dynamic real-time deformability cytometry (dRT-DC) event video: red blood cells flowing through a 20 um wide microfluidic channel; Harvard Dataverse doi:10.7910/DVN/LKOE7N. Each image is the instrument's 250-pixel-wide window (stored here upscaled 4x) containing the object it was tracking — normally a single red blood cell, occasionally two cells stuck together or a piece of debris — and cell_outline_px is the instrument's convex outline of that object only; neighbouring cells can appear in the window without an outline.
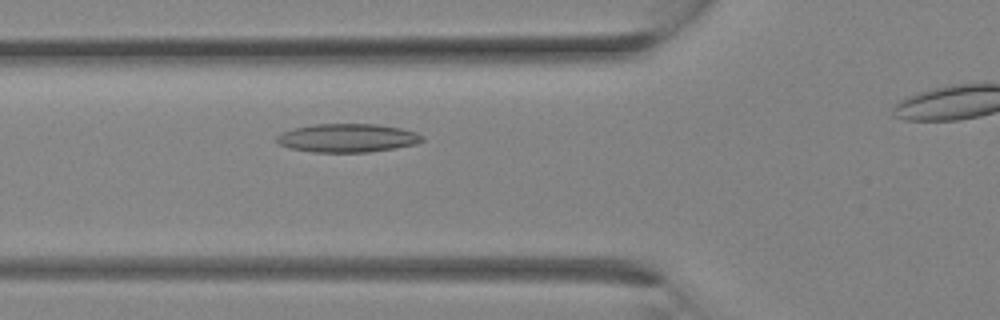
{"species": "Egyptian fruit bat (a non-hibernating species)", "species_latin": "Rousettus aegyptiacus", "temperature_condition": "room temperature", "stored_images_in_passage": 19, "segment_of_instrument_passage": [1, 2], "camera_frame_rate_fps": 3000, "um_per_image_px": 0.085, "animal": {"sex": "female"}, "frame": {"image": 1, "passage_image": 7, "time_ms": 2.0, "image_size_px": [1000, 320], "cell_outline_px": [[424, 140], [416, 144], [368, 152], [312, 152], [288, 148], [280, 144], [276, 140], [276, 136], [280, 132], [292, 128], [316, 124], [376, 124], [400, 128], [416, 132], [424, 136]], "centroid_in_image_um": [29.5, 11.72], "position_along_channel_um": 96.3, "area_um2": 24.22}}
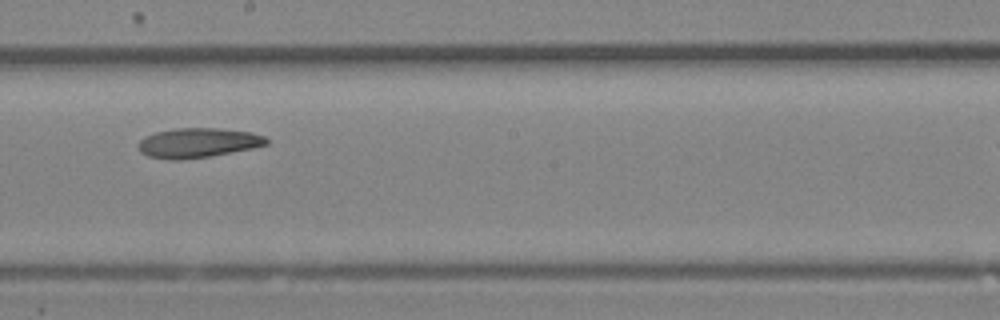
{"frame": {"image": 2, "passage_image": 13, "time_ms": 4.0, "image_size_px": [1000, 320], "cell_outline_px": [[268, 144], [252, 148], [232, 152], [208, 156], [180, 160], [168, 160], [148, 156], [140, 152], [140, 140], [144, 136], [156, 132], [176, 128], [216, 128], [252, 132], [264, 136], [268, 140]], "centroid_in_image_um": [16.82, 12.14], "position_along_channel_um": 231.4, "area_um2": 22.02}}
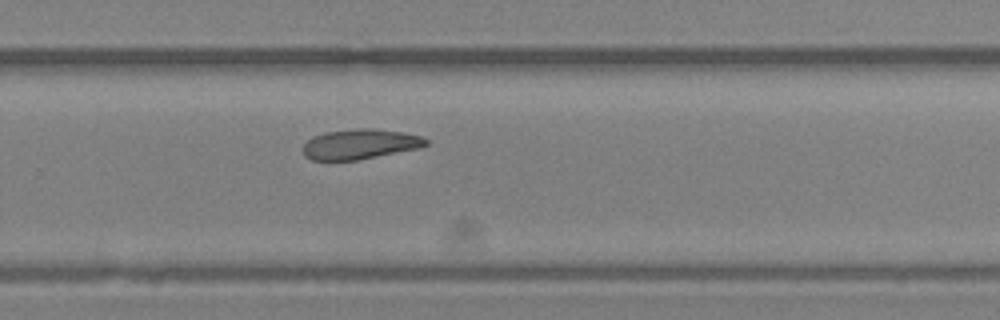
{"frame": {"image": 3, "passage_image": 16, "time_ms": 5.0, "image_size_px": [1000, 320], "cell_outline_px": [[428, 144], [420, 148], [356, 160], [312, 160], [304, 156], [304, 144], [312, 136], [324, 132], [360, 128], [372, 128], [404, 132], [420, 136], [428, 140]], "centroid_in_image_um": [30.6, 12.24], "position_along_channel_um": 299.2, "area_um2": 21.5}}